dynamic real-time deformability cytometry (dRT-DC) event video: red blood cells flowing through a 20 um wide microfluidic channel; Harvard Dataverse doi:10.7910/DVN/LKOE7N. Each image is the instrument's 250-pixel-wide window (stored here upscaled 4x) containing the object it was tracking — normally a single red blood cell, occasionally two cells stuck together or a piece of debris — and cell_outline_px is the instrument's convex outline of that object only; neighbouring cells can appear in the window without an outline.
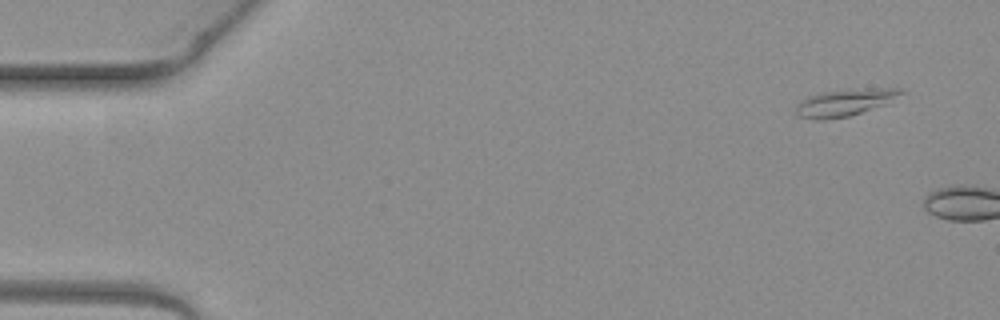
{"species": "common noctule bat (a hibernating species)", "species_latin": "Nyctalus noctula", "temperature_condition": "warm", "stored_images_in_passage": 2, "camera_frame_rate_fps": 3000, "um_per_image_px": 0.085, "animal": {"sex": "female", "body_mass_g": 19.3, "forearm_length_mm": 54.1}, "frame": {"image": 1, "passage_image": 1, "time_ms": 0.0, "image_size_px": [1000, 320], "cell_outline_px": [[908, 92], [888, 104], [848, 116], [824, 120], [816, 120], [796, 116], [796, 104], [800, 100], [808, 96], [820, 92], [880, 88], [900, 88]], "centroid_in_image_um": [71.84, 8.72], "position_along_channel_um": 13.2, "area_um2": 16.7}}